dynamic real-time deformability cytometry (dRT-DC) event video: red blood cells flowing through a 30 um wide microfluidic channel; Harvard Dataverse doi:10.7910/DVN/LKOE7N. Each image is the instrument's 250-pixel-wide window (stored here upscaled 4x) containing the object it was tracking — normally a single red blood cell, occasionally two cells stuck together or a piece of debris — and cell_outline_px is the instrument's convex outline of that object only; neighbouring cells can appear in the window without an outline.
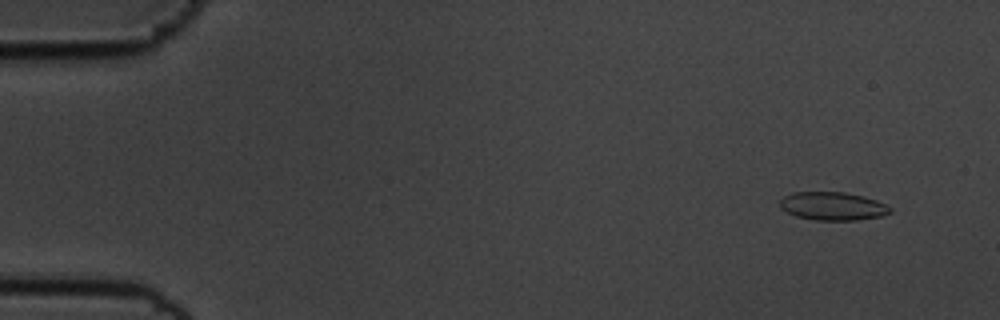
{"species": "common noctule bat (a hibernating species)", "species_latin": "Nyctalus noctula", "temperature_condition": "cold", "stored_images_in_passage": 38, "camera_frame_rate_fps": 3000, "um_per_image_px": 0.085, "animal": {"sex": "male", "body_mass_g": 19.5, "forearm_length_mm": 54.6}, "frame": {"image": 1, "passage_image": 5, "time_ms": 1.333, "image_size_px": [1000, 320], "cell_outline_px": [[892, 212], [880, 216], [856, 220], [816, 220], [796, 216], [780, 208], [780, 200], [784, 196], [792, 192], [844, 192], [864, 196], [876, 200], [892, 208]], "centroid_in_image_um": [70.78, 17.51], "position_along_channel_um": 14.2, "area_um2": 18.09}}
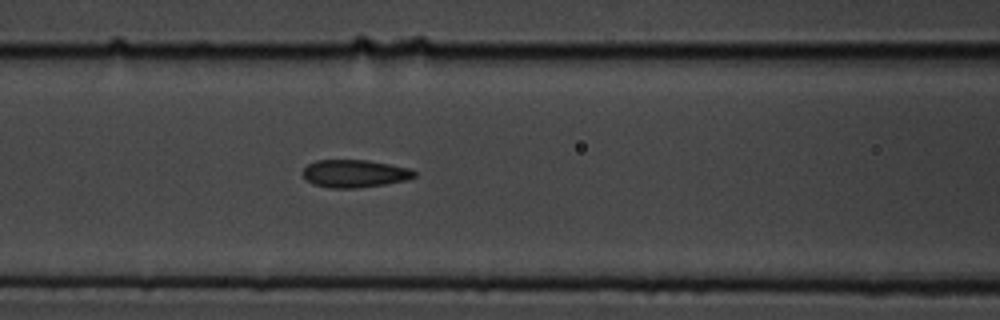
{"frame": {"image": 2, "passage_image": 25, "time_ms": 8.0, "image_size_px": [1000, 320], "cell_outline_px": [[416, 176], [408, 180], [384, 184], [356, 188], [328, 188], [312, 184], [304, 176], [304, 168], [308, 164], [316, 160], [368, 160], [408, 168], [416, 172]], "centroid_in_image_um": [30.14, 14.75], "position_along_channel_um": 136.5, "area_um2": 17.92}}
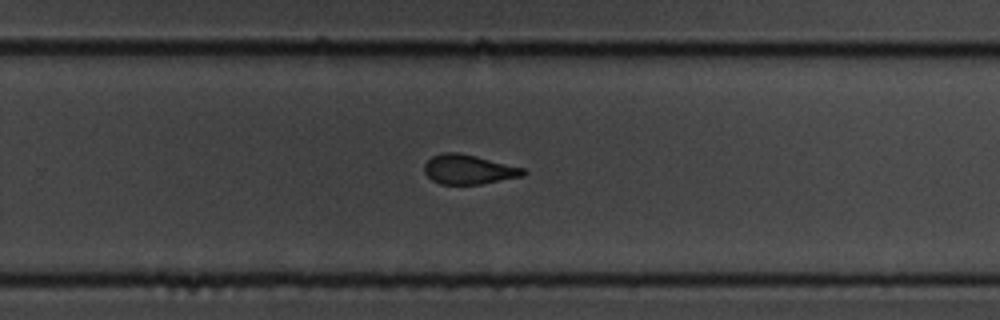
{"frame": {"image": 3, "passage_image": 38, "time_ms": 12.333, "image_size_px": [1000, 320], "cell_outline_px": [[528, 172], [524, 176], [480, 184], [440, 184], [432, 180], [424, 172], [424, 164], [432, 156], [444, 152], [460, 152], [524, 168]], "centroid_in_image_um": [39.84, 14.4], "position_along_channel_um": 290.0, "area_um2": 17.05}}